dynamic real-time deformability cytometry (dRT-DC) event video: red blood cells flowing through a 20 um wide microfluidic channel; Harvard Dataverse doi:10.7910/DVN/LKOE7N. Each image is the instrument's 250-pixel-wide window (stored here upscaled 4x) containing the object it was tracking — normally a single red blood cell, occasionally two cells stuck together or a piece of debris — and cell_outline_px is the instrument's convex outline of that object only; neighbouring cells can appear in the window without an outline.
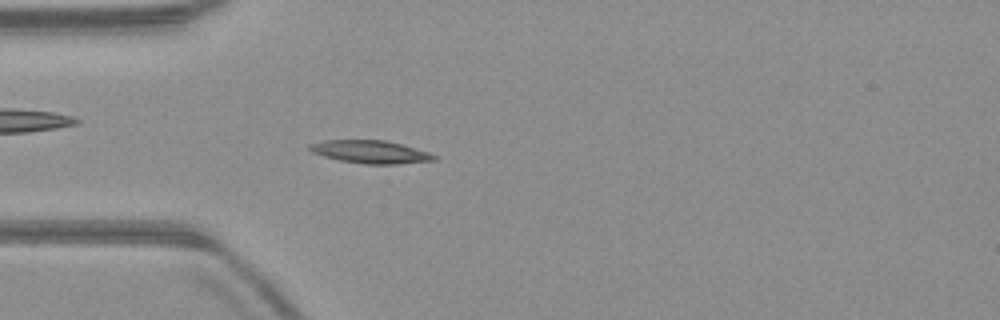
{"species": "common noctule bat (a hibernating species)", "species_latin": "Nyctalus noctula", "temperature_condition": "warm", "stored_images_in_passage": 51, "camera_frame_rate_fps": 3000, "um_per_image_px": 0.085, "animal": {"sex": "male", "body_mass_g": 23.1, "forearm_length_mm": 52.7}, "frame": {"image": 1, "passage_image": 14, "time_ms": 4.333, "image_size_px": [1000, 320], "cell_outline_px": [[436, 160], [396, 164], [364, 164], [340, 160], [324, 156], [312, 152], [308, 148], [308, 144], [324, 140], [388, 140], [428, 152], [436, 156]], "centroid_in_image_um": [31.47, 12.9], "position_along_channel_um": 53.5, "area_um2": 16.53}}
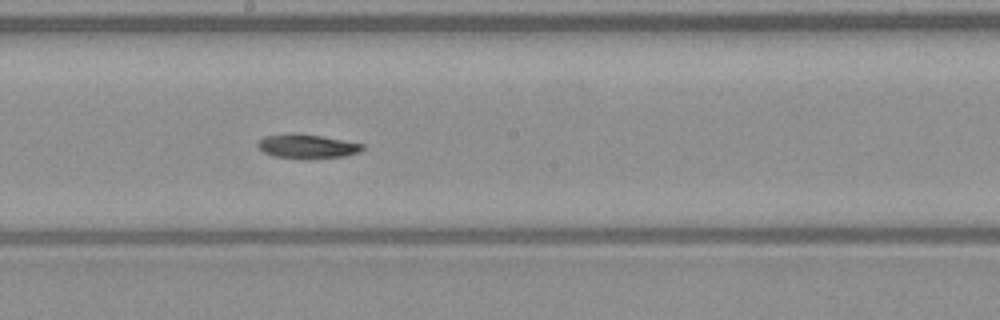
{"frame": {"image": 2, "passage_image": 27, "time_ms": 8.667, "image_size_px": [1000, 320], "cell_outline_px": [[364, 148], [360, 152], [344, 156], [308, 160], [300, 160], [272, 156], [264, 152], [256, 144], [264, 136], [320, 136], [364, 144]], "centroid_in_image_um": [26.15, 12.51], "position_along_channel_um": 222.0, "area_um2": 14.28}}
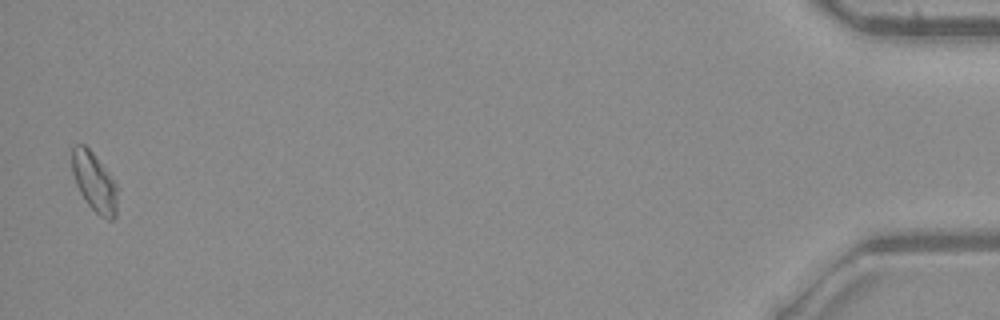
{"frame": {"image": 3, "passage_image": 50, "time_ms": 16.333, "image_size_px": [1000, 320], "cell_outline_px": [[116, 216], [112, 220], [108, 220], [100, 216], [88, 204], [80, 192], [76, 184], [72, 172], [72, 148], [76, 144], [84, 144], [92, 152], [116, 184]], "centroid_in_image_um": [7.99, 15.48], "position_along_channel_um": 427.2, "area_um2": 15.26}, "authors_computed_cell_mechanics": {"area_um2": 15.2014, "velocity_mm_per_s": 3.9995, "shape_relaxation_time_tau1_ms": 4.5829, "shape_relaxation_time_tau2_ms": null, "deformation_change_tau1": 0.1456, "deformation_change_tau2": null}}